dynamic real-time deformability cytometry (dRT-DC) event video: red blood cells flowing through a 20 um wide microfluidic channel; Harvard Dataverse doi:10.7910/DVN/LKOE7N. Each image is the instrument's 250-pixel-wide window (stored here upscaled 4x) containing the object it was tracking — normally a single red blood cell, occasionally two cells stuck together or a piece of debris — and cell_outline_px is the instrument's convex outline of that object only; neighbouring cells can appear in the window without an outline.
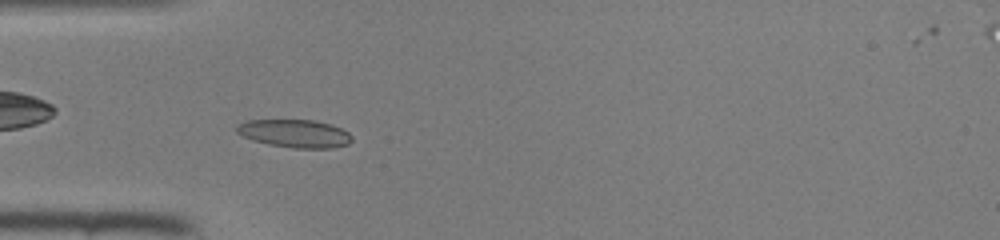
{"species": "common noctule bat (a hibernating species)", "species_latin": "Nyctalus noctula", "temperature_condition": "room temperature", "stored_images_in_passage": 44, "camera_frame_rate_fps": 3000, "um_per_image_px": 0.085, "animal": {"sex": "female", "body_mass_g": 22.0, "forearm_length_mm": 56.7}, "frame": {"image": 1, "passage_image": 12, "time_ms": 3.667, "image_size_px": [1000, 240], "cell_outline_px": [[352, 140], [348, 144], [332, 148], [292, 148], [268, 144], [252, 140], [236, 132], [236, 124], [248, 120], [316, 120], [332, 124], [348, 132], [352, 136]], "centroid_in_image_um": [25.06, 11.34], "position_along_channel_um": 59.9, "area_um2": 18.9}}
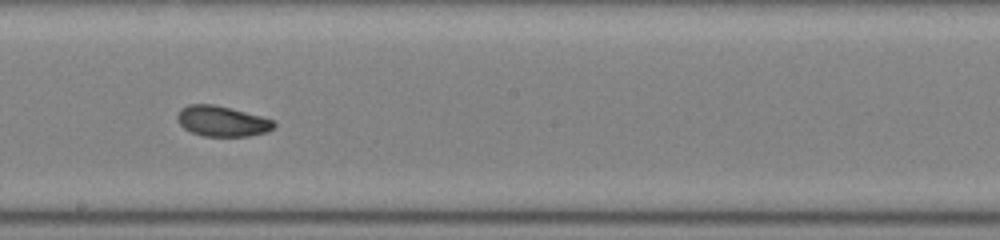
{"frame": {"image": 2, "passage_image": 24, "time_ms": 7.667, "image_size_px": [1000, 240], "cell_outline_px": [[276, 124], [268, 132], [248, 136], [204, 136], [192, 132], [184, 128], [180, 124], [176, 116], [180, 108], [188, 104], [212, 104], [260, 116], [272, 120]], "centroid_in_image_um": [18.84, 10.3], "position_along_channel_um": 229.4, "area_um2": 16.94}}
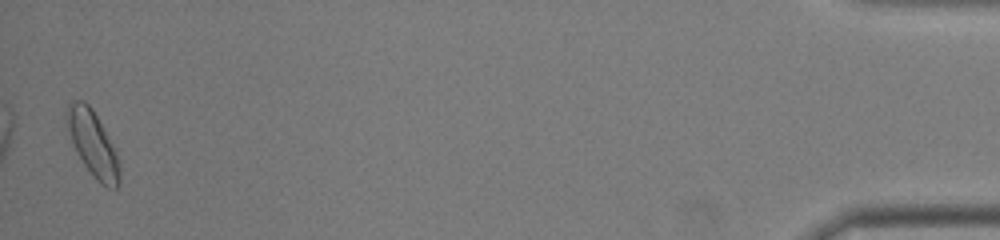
{"frame": {"image": 3, "passage_image": 44, "time_ms": 14.333, "image_size_px": [1000, 240], "cell_outline_px": [[120, 184], [116, 188], [108, 188], [100, 184], [96, 180], [84, 164], [76, 152], [64, 124], [64, 112], [68, 104], [72, 100], [84, 100], [92, 108], [108, 136], [116, 152], [120, 164]], "centroid_in_image_um": [7.85, 12.19], "position_along_channel_um": 427.3, "area_um2": 20.52}}